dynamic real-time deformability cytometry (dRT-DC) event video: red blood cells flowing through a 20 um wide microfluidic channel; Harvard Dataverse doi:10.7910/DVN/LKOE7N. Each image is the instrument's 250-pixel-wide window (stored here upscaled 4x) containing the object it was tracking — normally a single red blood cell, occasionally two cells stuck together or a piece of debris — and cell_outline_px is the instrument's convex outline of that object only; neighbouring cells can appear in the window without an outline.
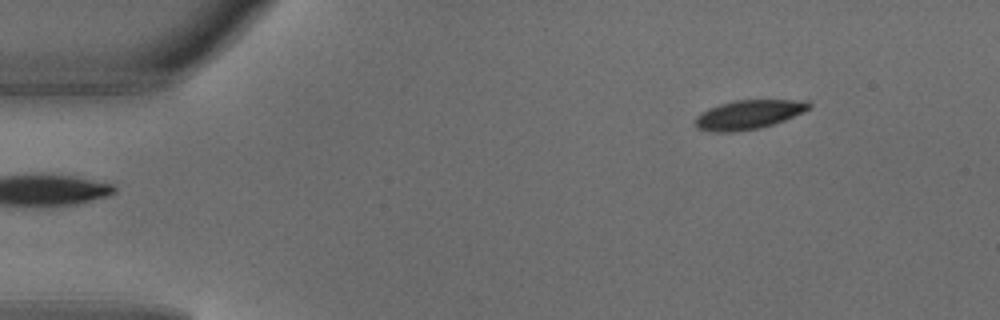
{"species": "common noctule bat (a hibernating species)", "species_latin": "Nyctalus noctula", "temperature_condition": "warm", "stored_images_in_passage": 4, "segment_of_instrument_passage": [2, 2], "camera_frame_rate_fps": 3000, "um_per_image_px": 0.085, "animal": {"sex": "male", "body_mass_g": 18.8}, "frame": {"image": 1, "passage_image": 4, "time_ms": 1.0, "image_size_px": [1000, 320], "cell_outline_px": [[812, 104], [804, 112], [784, 120], [760, 128], [736, 132], [712, 132], [696, 128], [692, 124], [696, 116], [700, 112], [708, 108], [720, 104], [736, 100], [808, 100]], "centroid_in_image_um": [63.57, 9.75], "position_along_channel_um": 21.4, "area_um2": 19.54}}